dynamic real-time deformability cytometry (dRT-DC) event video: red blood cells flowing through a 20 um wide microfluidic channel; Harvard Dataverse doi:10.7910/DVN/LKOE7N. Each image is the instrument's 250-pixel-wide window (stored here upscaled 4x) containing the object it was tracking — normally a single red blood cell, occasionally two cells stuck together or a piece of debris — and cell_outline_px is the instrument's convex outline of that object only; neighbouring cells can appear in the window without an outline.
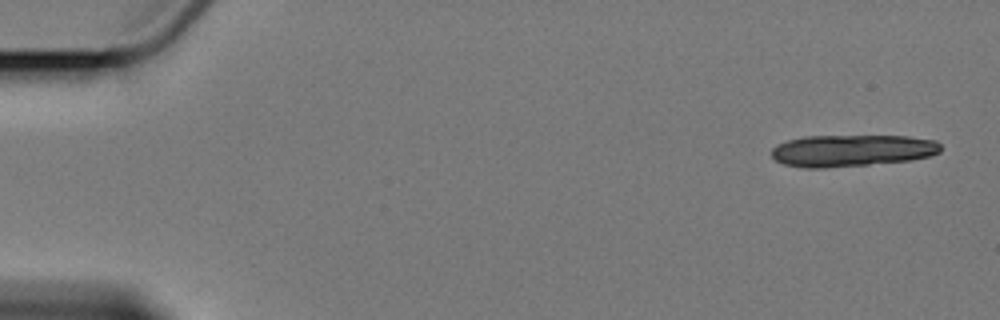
{"species": "Egyptian fruit bat (a non-hibernating species)", "species_latin": "Rousettus aegyptiacus", "temperature_condition": "cold", "stored_images_in_passage": 3, "segment_of_instrument_passage": [2, 2], "camera_frame_rate_fps": 3000, "um_per_image_px": 0.085, "animal": {"sex": "female"}, "frame": {"image": 1, "passage_image": 3, "time_ms": 5.0, "image_size_px": [1000, 320], "cell_outline_px": [[940, 152], [928, 156], [912, 160], [824, 168], [804, 168], [784, 164], [776, 160], [772, 156], [772, 148], [776, 144], [788, 140], [804, 136], [908, 136], [936, 140], [940, 144]], "centroid_in_image_um": [72.4, 12.79], "position_along_channel_um": 12.6, "area_um2": 31.39}}